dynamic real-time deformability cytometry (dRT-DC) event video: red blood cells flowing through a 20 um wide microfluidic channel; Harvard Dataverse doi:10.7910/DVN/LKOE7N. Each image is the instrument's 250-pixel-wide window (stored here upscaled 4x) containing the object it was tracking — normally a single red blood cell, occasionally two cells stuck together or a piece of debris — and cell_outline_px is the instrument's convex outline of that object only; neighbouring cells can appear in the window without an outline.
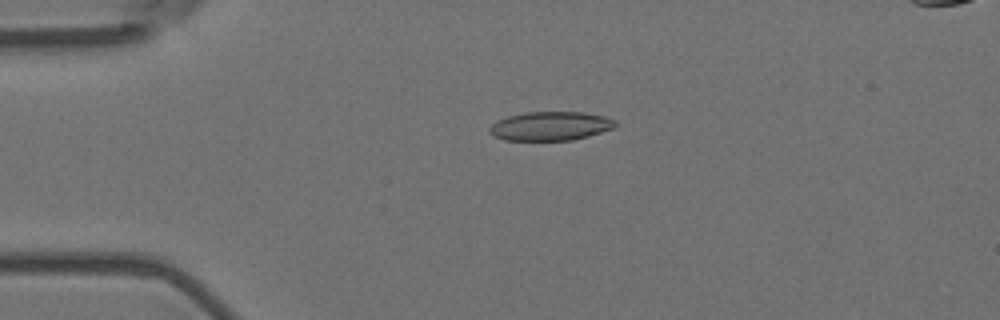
{"species": "Egyptian fruit bat (a non-hibernating species)", "species_latin": "Rousettus aegyptiacus", "temperature_condition": "room temperature", "stored_images_in_passage": 5, "camera_frame_rate_fps": 3000, "um_per_image_px": 0.085, "animal": {"sex": "female"}, "frame": {"image": 1, "passage_image": 4, "time_ms": 1.0, "image_size_px": [1000, 320], "cell_outline_px": [[616, 124], [612, 128], [588, 136], [572, 140], [504, 140], [492, 136], [488, 132], [488, 128], [496, 120], [508, 116], [528, 112], [584, 112], [604, 116], [616, 120]], "centroid_in_image_um": [46.74, 10.71], "position_along_channel_um": 38.3, "area_um2": 21.21}}